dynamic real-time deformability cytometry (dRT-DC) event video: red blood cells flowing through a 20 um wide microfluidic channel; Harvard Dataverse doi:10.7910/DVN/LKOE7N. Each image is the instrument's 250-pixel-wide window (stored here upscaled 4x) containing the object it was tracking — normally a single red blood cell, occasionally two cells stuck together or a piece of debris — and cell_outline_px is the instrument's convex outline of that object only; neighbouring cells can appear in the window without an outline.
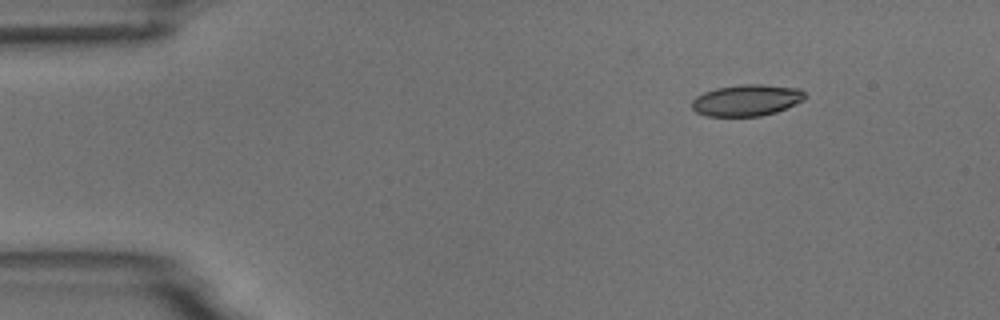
{"species": "common noctule bat (a hibernating species)", "species_latin": "Nyctalus noctula", "temperature_condition": "room temperature", "stored_images_in_passage": 7, "camera_frame_rate_fps": 3000, "um_per_image_px": 0.085, "animal": {"sex": "male", "body_mass_g": 18.8}, "frame": {"image": 1, "passage_image": 1, "time_ms": 0.0, "image_size_px": [1000, 320], "cell_outline_px": [[804, 100], [776, 112], [760, 116], [708, 116], [696, 112], [692, 108], [692, 100], [696, 96], [704, 92], [716, 88], [744, 84], [760, 84], [800, 88], [804, 92]], "centroid_in_image_um": [63.45, 8.52], "position_along_channel_um": 21.5, "area_um2": 20.63}}
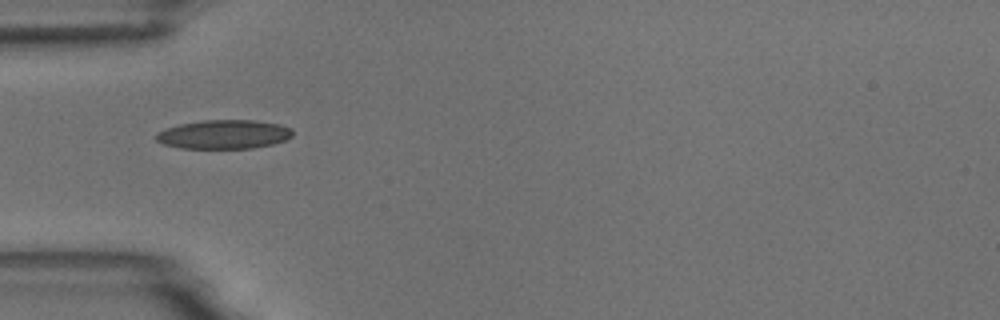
{"frame": {"image": 2, "passage_image": 4, "time_ms": 3.333, "image_size_px": [1000, 320], "cell_outline_px": [[292, 136], [288, 140], [272, 144], [252, 148], [180, 148], [164, 144], [156, 140], [156, 132], [180, 124], [204, 120], [252, 120], [280, 124], [292, 128]], "centroid_in_image_um": [19.06, 11.42], "position_along_channel_um": 65.9, "area_um2": 23.0}}